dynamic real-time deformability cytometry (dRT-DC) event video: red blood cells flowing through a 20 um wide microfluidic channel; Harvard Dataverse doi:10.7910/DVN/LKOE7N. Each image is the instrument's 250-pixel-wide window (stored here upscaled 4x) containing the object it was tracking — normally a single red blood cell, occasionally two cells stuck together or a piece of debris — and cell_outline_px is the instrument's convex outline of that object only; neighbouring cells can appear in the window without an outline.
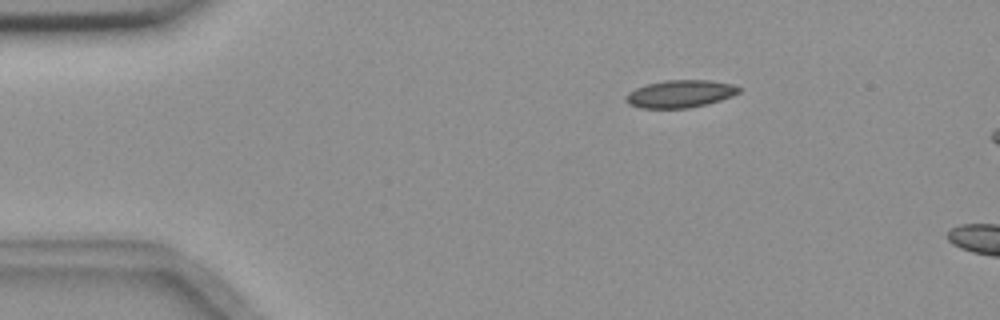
{"species": "common noctule bat (a hibernating species)", "species_latin": "Nyctalus noctula", "temperature_condition": "room temperature", "stored_images_in_passage": 7, "camera_frame_rate_fps": 3000, "um_per_image_px": 0.085, "animal": {"sex": "female", "body_mass_g": 18.4}, "frame": {"image": 1, "passage_image": 3, "time_ms": 0.667, "image_size_px": [1000, 320], "cell_outline_px": [[740, 92], [732, 96], [708, 104], [688, 108], [640, 108], [628, 104], [624, 100], [624, 96], [628, 92], [636, 88], [648, 84], [664, 80], [708, 80], [732, 84], [740, 88]], "centroid_in_image_um": [57.78, 7.98], "position_along_channel_um": 27.2, "area_um2": 18.21}}